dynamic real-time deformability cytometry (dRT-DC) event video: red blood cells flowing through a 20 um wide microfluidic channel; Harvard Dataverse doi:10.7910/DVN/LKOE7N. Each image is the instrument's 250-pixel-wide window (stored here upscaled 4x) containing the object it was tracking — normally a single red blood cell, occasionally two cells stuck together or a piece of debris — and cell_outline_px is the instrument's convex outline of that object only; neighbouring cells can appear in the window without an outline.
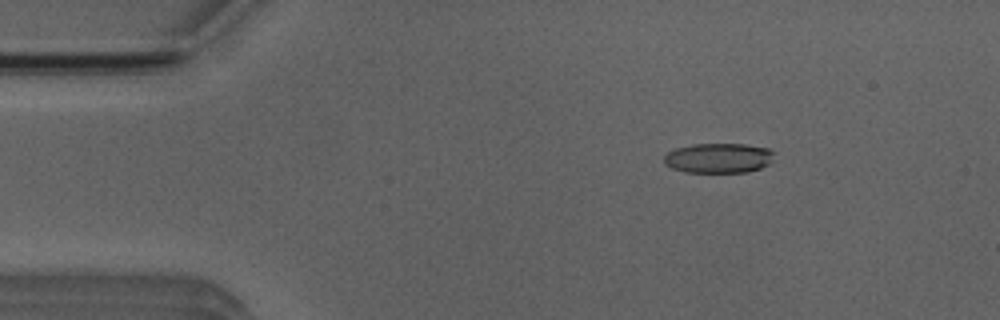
{"species": "Egyptian fruit bat (a non-hibernating species)", "species_latin": "Rousettus aegyptiacus", "temperature_condition": "room temperature", "stored_images_in_passage": 5, "camera_frame_rate_fps": 3000, "um_per_image_px": 0.085, "animal": {"sex": "male"}, "frame": {"image": 1, "passage_image": 3, "time_ms": 2.333, "image_size_px": [1000, 320], "cell_outline_px": [[772, 160], [768, 164], [760, 168], [744, 172], [684, 172], [672, 168], [664, 164], [664, 156], [668, 152], [676, 148], [692, 144], [744, 144], [768, 148], [772, 152]], "centroid_in_image_um": [61.04, 13.43], "position_along_channel_um": 24.0, "area_um2": 19.07}}
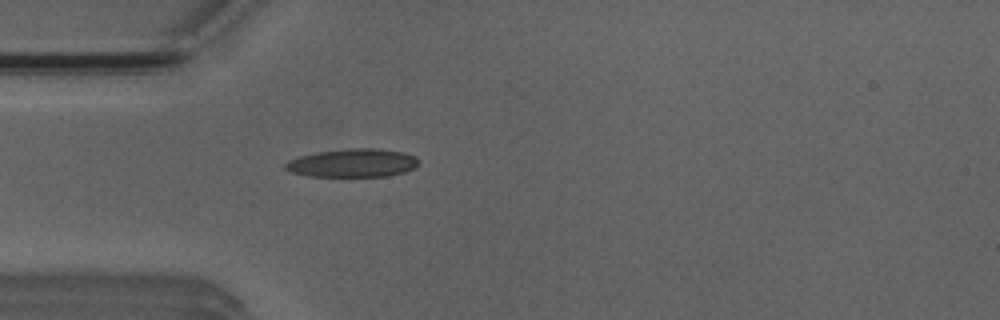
{"frame": {"image": 2, "passage_image": 5, "time_ms": 4.667, "image_size_px": [1000, 320], "cell_outline_px": [[420, 160], [416, 168], [404, 172], [388, 176], [308, 176], [292, 172], [284, 168], [284, 164], [288, 160], [300, 156], [316, 152], [348, 148], [376, 148], [404, 152], [416, 156]], "centroid_in_image_um": [30.01, 13.84], "position_along_channel_um": 55.0, "area_um2": 22.2}}